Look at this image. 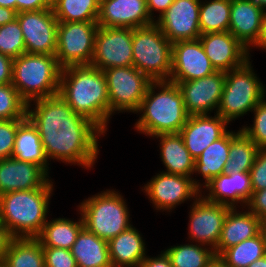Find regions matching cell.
Here are the masks:
<instances>
[{"mask_svg":"<svg viewBox=\"0 0 266 267\" xmlns=\"http://www.w3.org/2000/svg\"><path fill=\"white\" fill-rule=\"evenodd\" d=\"M264 255L266 246L261 231L257 236L225 249L219 257L230 267H247Z\"/></svg>","mask_w":266,"mask_h":267,"instance_id":"e575fe53","label":"cell"},{"mask_svg":"<svg viewBox=\"0 0 266 267\" xmlns=\"http://www.w3.org/2000/svg\"><path fill=\"white\" fill-rule=\"evenodd\" d=\"M138 112L143 114L135 123L136 130L151 137L179 133L189 117L178 85L169 80L152 81Z\"/></svg>","mask_w":266,"mask_h":267,"instance_id":"3957f363","label":"cell"},{"mask_svg":"<svg viewBox=\"0 0 266 267\" xmlns=\"http://www.w3.org/2000/svg\"><path fill=\"white\" fill-rule=\"evenodd\" d=\"M52 8V0H16L17 13Z\"/></svg>","mask_w":266,"mask_h":267,"instance_id":"ee69618b","label":"cell"},{"mask_svg":"<svg viewBox=\"0 0 266 267\" xmlns=\"http://www.w3.org/2000/svg\"><path fill=\"white\" fill-rule=\"evenodd\" d=\"M27 103L12 84L0 85V120L27 119Z\"/></svg>","mask_w":266,"mask_h":267,"instance_id":"8d00e7d4","label":"cell"},{"mask_svg":"<svg viewBox=\"0 0 266 267\" xmlns=\"http://www.w3.org/2000/svg\"><path fill=\"white\" fill-rule=\"evenodd\" d=\"M202 184L191 177L167 174L162 171L144 185L156 210H172L186 199H196L201 194Z\"/></svg>","mask_w":266,"mask_h":267,"instance_id":"4fadbf2b","label":"cell"},{"mask_svg":"<svg viewBox=\"0 0 266 267\" xmlns=\"http://www.w3.org/2000/svg\"><path fill=\"white\" fill-rule=\"evenodd\" d=\"M0 6L16 10V0H0Z\"/></svg>","mask_w":266,"mask_h":267,"instance_id":"db71d44e","label":"cell"},{"mask_svg":"<svg viewBox=\"0 0 266 267\" xmlns=\"http://www.w3.org/2000/svg\"><path fill=\"white\" fill-rule=\"evenodd\" d=\"M145 248L141 234L131 225L108 241L112 267H139L146 257Z\"/></svg>","mask_w":266,"mask_h":267,"instance_id":"d4e9b609","label":"cell"},{"mask_svg":"<svg viewBox=\"0 0 266 267\" xmlns=\"http://www.w3.org/2000/svg\"><path fill=\"white\" fill-rule=\"evenodd\" d=\"M253 1L265 11L266 0H253Z\"/></svg>","mask_w":266,"mask_h":267,"instance_id":"11a10c76","label":"cell"},{"mask_svg":"<svg viewBox=\"0 0 266 267\" xmlns=\"http://www.w3.org/2000/svg\"><path fill=\"white\" fill-rule=\"evenodd\" d=\"M77 267H112L108 242L83 227L72 245Z\"/></svg>","mask_w":266,"mask_h":267,"instance_id":"4316f807","label":"cell"},{"mask_svg":"<svg viewBox=\"0 0 266 267\" xmlns=\"http://www.w3.org/2000/svg\"><path fill=\"white\" fill-rule=\"evenodd\" d=\"M26 53L55 55L58 20L52 8L17 13Z\"/></svg>","mask_w":266,"mask_h":267,"instance_id":"7c38bea8","label":"cell"},{"mask_svg":"<svg viewBox=\"0 0 266 267\" xmlns=\"http://www.w3.org/2000/svg\"><path fill=\"white\" fill-rule=\"evenodd\" d=\"M254 112L253 125L243 126L241 130L258 146L266 149V100L263 98L252 110Z\"/></svg>","mask_w":266,"mask_h":267,"instance_id":"f35d334b","label":"cell"},{"mask_svg":"<svg viewBox=\"0 0 266 267\" xmlns=\"http://www.w3.org/2000/svg\"><path fill=\"white\" fill-rule=\"evenodd\" d=\"M205 245L184 244L169 247L166 255L169 257L172 267H207L214 259L215 252Z\"/></svg>","mask_w":266,"mask_h":267,"instance_id":"d590c367","label":"cell"},{"mask_svg":"<svg viewBox=\"0 0 266 267\" xmlns=\"http://www.w3.org/2000/svg\"><path fill=\"white\" fill-rule=\"evenodd\" d=\"M262 234L264 236V239H265V246H266V229H262Z\"/></svg>","mask_w":266,"mask_h":267,"instance_id":"6f0895ef","label":"cell"},{"mask_svg":"<svg viewBox=\"0 0 266 267\" xmlns=\"http://www.w3.org/2000/svg\"><path fill=\"white\" fill-rule=\"evenodd\" d=\"M246 206L262 220L266 216V189L253 192Z\"/></svg>","mask_w":266,"mask_h":267,"instance_id":"7bdbcfd3","label":"cell"},{"mask_svg":"<svg viewBox=\"0 0 266 267\" xmlns=\"http://www.w3.org/2000/svg\"><path fill=\"white\" fill-rule=\"evenodd\" d=\"M236 209L231 208L226 215L220 239L214 250L216 256L231 246L257 236L262 230V220L258 216L249 210L239 212Z\"/></svg>","mask_w":266,"mask_h":267,"instance_id":"cb8c5ba5","label":"cell"},{"mask_svg":"<svg viewBox=\"0 0 266 267\" xmlns=\"http://www.w3.org/2000/svg\"><path fill=\"white\" fill-rule=\"evenodd\" d=\"M264 12L253 0H231L228 31L248 50L258 40Z\"/></svg>","mask_w":266,"mask_h":267,"instance_id":"603a6c76","label":"cell"},{"mask_svg":"<svg viewBox=\"0 0 266 267\" xmlns=\"http://www.w3.org/2000/svg\"><path fill=\"white\" fill-rule=\"evenodd\" d=\"M173 2L174 0H146L147 11L151 19H154V10L159 12L160 17Z\"/></svg>","mask_w":266,"mask_h":267,"instance_id":"7dc6e473","label":"cell"},{"mask_svg":"<svg viewBox=\"0 0 266 267\" xmlns=\"http://www.w3.org/2000/svg\"><path fill=\"white\" fill-rule=\"evenodd\" d=\"M139 267H172L169 257L163 251L159 256L148 257L146 256L140 263Z\"/></svg>","mask_w":266,"mask_h":267,"instance_id":"bcb514c9","label":"cell"},{"mask_svg":"<svg viewBox=\"0 0 266 267\" xmlns=\"http://www.w3.org/2000/svg\"><path fill=\"white\" fill-rule=\"evenodd\" d=\"M3 263L7 267H45L43 247L37 238H13Z\"/></svg>","mask_w":266,"mask_h":267,"instance_id":"4dcf8cb0","label":"cell"},{"mask_svg":"<svg viewBox=\"0 0 266 267\" xmlns=\"http://www.w3.org/2000/svg\"><path fill=\"white\" fill-rule=\"evenodd\" d=\"M231 207L213 203L201 195L195 199L189 215V238L198 244L216 249L224 220Z\"/></svg>","mask_w":266,"mask_h":267,"instance_id":"5bb4252c","label":"cell"},{"mask_svg":"<svg viewBox=\"0 0 266 267\" xmlns=\"http://www.w3.org/2000/svg\"><path fill=\"white\" fill-rule=\"evenodd\" d=\"M97 22H58L55 57L61 68L91 64Z\"/></svg>","mask_w":266,"mask_h":267,"instance_id":"9c48e42d","label":"cell"},{"mask_svg":"<svg viewBox=\"0 0 266 267\" xmlns=\"http://www.w3.org/2000/svg\"><path fill=\"white\" fill-rule=\"evenodd\" d=\"M45 267H77L71 251L65 248L43 247Z\"/></svg>","mask_w":266,"mask_h":267,"instance_id":"60d3db41","label":"cell"},{"mask_svg":"<svg viewBox=\"0 0 266 267\" xmlns=\"http://www.w3.org/2000/svg\"><path fill=\"white\" fill-rule=\"evenodd\" d=\"M27 104V118L37 128L46 157L63 163L92 168L98 150V137L105 133L90 119L77 114L57 94Z\"/></svg>","mask_w":266,"mask_h":267,"instance_id":"6da1fadb","label":"cell"},{"mask_svg":"<svg viewBox=\"0 0 266 267\" xmlns=\"http://www.w3.org/2000/svg\"><path fill=\"white\" fill-rule=\"evenodd\" d=\"M61 70L55 55L24 53L13 59L11 84L28 104L58 94Z\"/></svg>","mask_w":266,"mask_h":267,"instance_id":"5b68a950","label":"cell"},{"mask_svg":"<svg viewBox=\"0 0 266 267\" xmlns=\"http://www.w3.org/2000/svg\"><path fill=\"white\" fill-rule=\"evenodd\" d=\"M248 59L242 66L225 72V83L217 113L228 123L251 112L265 98V86L254 74Z\"/></svg>","mask_w":266,"mask_h":267,"instance_id":"52a82bcc","label":"cell"},{"mask_svg":"<svg viewBox=\"0 0 266 267\" xmlns=\"http://www.w3.org/2000/svg\"><path fill=\"white\" fill-rule=\"evenodd\" d=\"M154 137L160 138V156L167 169L164 173L191 177L195 159L187 150L182 136L179 133H169Z\"/></svg>","mask_w":266,"mask_h":267,"instance_id":"484cf974","label":"cell"},{"mask_svg":"<svg viewBox=\"0 0 266 267\" xmlns=\"http://www.w3.org/2000/svg\"><path fill=\"white\" fill-rule=\"evenodd\" d=\"M13 238L7 227L0 222V262H3L9 244Z\"/></svg>","mask_w":266,"mask_h":267,"instance_id":"c3c4849f","label":"cell"},{"mask_svg":"<svg viewBox=\"0 0 266 267\" xmlns=\"http://www.w3.org/2000/svg\"><path fill=\"white\" fill-rule=\"evenodd\" d=\"M200 0H174L155 21L168 40H195L201 35L199 26Z\"/></svg>","mask_w":266,"mask_h":267,"instance_id":"2e32d148","label":"cell"},{"mask_svg":"<svg viewBox=\"0 0 266 267\" xmlns=\"http://www.w3.org/2000/svg\"><path fill=\"white\" fill-rule=\"evenodd\" d=\"M225 72L215 73L190 81L176 83L182 93L186 112L191 115H209L221 101Z\"/></svg>","mask_w":266,"mask_h":267,"instance_id":"e0dca14e","label":"cell"},{"mask_svg":"<svg viewBox=\"0 0 266 267\" xmlns=\"http://www.w3.org/2000/svg\"><path fill=\"white\" fill-rule=\"evenodd\" d=\"M52 191L37 188L0 195V222L14 238H36L47 222Z\"/></svg>","mask_w":266,"mask_h":267,"instance_id":"277c9868","label":"cell"},{"mask_svg":"<svg viewBox=\"0 0 266 267\" xmlns=\"http://www.w3.org/2000/svg\"><path fill=\"white\" fill-rule=\"evenodd\" d=\"M97 23L106 28H140L152 25L145 0H100Z\"/></svg>","mask_w":266,"mask_h":267,"instance_id":"ffe728a7","label":"cell"},{"mask_svg":"<svg viewBox=\"0 0 266 267\" xmlns=\"http://www.w3.org/2000/svg\"><path fill=\"white\" fill-rule=\"evenodd\" d=\"M26 119L0 120V160L12 157L17 128Z\"/></svg>","mask_w":266,"mask_h":267,"instance_id":"ab89813d","label":"cell"},{"mask_svg":"<svg viewBox=\"0 0 266 267\" xmlns=\"http://www.w3.org/2000/svg\"><path fill=\"white\" fill-rule=\"evenodd\" d=\"M254 46L266 49V10L263 15L259 37Z\"/></svg>","mask_w":266,"mask_h":267,"instance_id":"f907efd6","label":"cell"},{"mask_svg":"<svg viewBox=\"0 0 266 267\" xmlns=\"http://www.w3.org/2000/svg\"><path fill=\"white\" fill-rule=\"evenodd\" d=\"M207 267H230V266H228L219 256H215Z\"/></svg>","mask_w":266,"mask_h":267,"instance_id":"816d5d0a","label":"cell"},{"mask_svg":"<svg viewBox=\"0 0 266 267\" xmlns=\"http://www.w3.org/2000/svg\"><path fill=\"white\" fill-rule=\"evenodd\" d=\"M229 123L220 115H191L179 134L191 156L196 159L214 141L226 132Z\"/></svg>","mask_w":266,"mask_h":267,"instance_id":"44dd1931","label":"cell"},{"mask_svg":"<svg viewBox=\"0 0 266 267\" xmlns=\"http://www.w3.org/2000/svg\"><path fill=\"white\" fill-rule=\"evenodd\" d=\"M16 17H17L16 10L0 6V26L14 21Z\"/></svg>","mask_w":266,"mask_h":267,"instance_id":"681fc988","label":"cell"},{"mask_svg":"<svg viewBox=\"0 0 266 267\" xmlns=\"http://www.w3.org/2000/svg\"><path fill=\"white\" fill-rule=\"evenodd\" d=\"M258 150V146L241 128L237 132L231 131L229 159L223 173L249 172Z\"/></svg>","mask_w":266,"mask_h":267,"instance_id":"1f68e13d","label":"cell"},{"mask_svg":"<svg viewBox=\"0 0 266 267\" xmlns=\"http://www.w3.org/2000/svg\"><path fill=\"white\" fill-rule=\"evenodd\" d=\"M203 186L209 190L205 197L200 194L204 199L231 208H236L238 203L246 206L253 193L249 172L222 173Z\"/></svg>","mask_w":266,"mask_h":267,"instance_id":"7402d4cb","label":"cell"},{"mask_svg":"<svg viewBox=\"0 0 266 267\" xmlns=\"http://www.w3.org/2000/svg\"><path fill=\"white\" fill-rule=\"evenodd\" d=\"M199 40L217 71H230L250 59L249 50L229 31L201 34Z\"/></svg>","mask_w":266,"mask_h":267,"instance_id":"ac0fdd59","label":"cell"},{"mask_svg":"<svg viewBox=\"0 0 266 267\" xmlns=\"http://www.w3.org/2000/svg\"><path fill=\"white\" fill-rule=\"evenodd\" d=\"M13 59L0 53V85L11 84Z\"/></svg>","mask_w":266,"mask_h":267,"instance_id":"f6af8a7d","label":"cell"},{"mask_svg":"<svg viewBox=\"0 0 266 267\" xmlns=\"http://www.w3.org/2000/svg\"><path fill=\"white\" fill-rule=\"evenodd\" d=\"M12 157L41 166L47 173L49 170L43 144L37 128L27 118L18 128Z\"/></svg>","mask_w":266,"mask_h":267,"instance_id":"83f0119b","label":"cell"},{"mask_svg":"<svg viewBox=\"0 0 266 267\" xmlns=\"http://www.w3.org/2000/svg\"><path fill=\"white\" fill-rule=\"evenodd\" d=\"M205 2L201 1L200 3L199 26L201 34L228 31L231 0H210Z\"/></svg>","mask_w":266,"mask_h":267,"instance_id":"836d02e7","label":"cell"},{"mask_svg":"<svg viewBox=\"0 0 266 267\" xmlns=\"http://www.w3.org/2000/svg\"><path fill=\"white\" fill-rule=\"evenodd\" d=\"M132 28H98L91 65L100 70L133 66Z\"/></svg>","mask_w":266,"mask_h":267,"instance_id":"8fae6325","label":"cell"},{"mask_svg":"<svg viewBox=\"0 0 266 267\" xmlns=\"http://www.w3.org/2000/svg\"><path fill=\"white\" fill-rule=\"evenodd\" d=\"M48 173L39 165L13 157L0 160V195L19 190L53 188Z\"/></svg>","mask_w":266,"mask_h":267,"instance_id":"d6986e66","label":"cell"},{"mask_svg":"<svg viewBox=\"0 0 266 267\" xmlns=\"http://www.w3.org/2000/svg\"><path fill=\"white\" fill-rule=\"evenodd\" d=\"M58 94L75 113L90 119L106 132L110 102L104 71L91 64L62 68Z\"/></svg>","mask_w":266,"mask_h":267,"instance_id":"7a4b0ae2","label":"cell"},{"mask_svg":"<svg viewBox=\"0 0 266 267\" xmlns=\"http://www.w3.org/2000/svg\"><path fill=\"white\" fill-rule=\"evenodd\" d=\"M58 22H97L100 0H52Z\"/></svg>","mask_w":266,"mask_h":267,"instance_id":"d6a6232c","label":"cell"},{"mask_svg":"<svg viewBox=\"0 0 266 267\" xmlns=\"http://www.w3.org/2000/svg\"><path fill=\"white\" fill-rule=\"evenodd\" d=\"M217 70L207 57L199 39L172 43V66L169 81L180 83L203 78Z\"/></svg>","mask_w":266,"mask_h":267,"instance_id":"9a60e30c","label":"cell"},{"mask_svg":"<svg viewBox=\"0 0 266 267\" xmlns=\"http://www.w3.org/2000/svg\"><path fill=\"white\" fill-rule=\"evenodd\" d=\"M262 229H266V216L262 219Z\"/></svg>","mask_w":266,"mask_h":267,"instance_id":"9f6ffc18","label":"cell"},{"mask_svg":"<svg viewBox=\"0 0 266 267\" xmlns=\"http://www.w3.org/2000/svg\"><path fill=\"white\" fill-rule=\"evenodd\" d=\"M231 131L211 143L200 156L195 159L194 172L200 174L207 184L213 177L224 172L229 159Z\"/></svg>","mask_w":266,"mask_h":267,"instance_id":"f1b7e54d","label":"cell"},{"mask_svg":"<svg viewBox=\"0 0 266 267\" xmlns=\"http://www.w3.org/2000/svg\"><path fill=\"white\" fill-rule=\"evenodd\" d=\"M84 227L82 216L78 222L66 218L47 221L41 233L36 237L42 247L71 249L80 230Z\"/></svg>","mask_w":266,"mask_h":267,"instance_id":"f546056e","label":"cell"},{"mask_svg":"<svg viewBox=\"0 0 266 267\" xmlns=\"http://www.w3.org/2000/svg\"><path fill=\"white\" fill-rule=\"evenodd\" d=\"M247 267H266V255H264L263 257L255 260L253 263H251Z\"/></svg>","mask_w":266,"mask_h":267,"instance_id":"f5cc1de1","label":"cell"},{"mask_svg":"<svg viewBox=\"0 0 266 267\" xmlns=\"http://www.w3.org/2000/svg\"><path fill=\"white\" fill-rule=\"evenodd\" d=\"M106 76L110 116L115 111L137 113L152 80L134 66L103 70Z\"/></svg>","mask_w":266,"mask_h":267,"instance_id":"30bf717a","label":"cell"},{"mask_svg":"<svg viewBox=\"0 0 266 267\" xmlns=\"http://www.w3.org/2000/svg\"><path fill=\"white\" fill-rule=\"evenodd\" d=\"M0 53L12 59L26 53L22 29L17 19L0 26Z\"/></svg>","mask_w":266,"mask_h":267,"instance_id":"74e56055","label":"cell"},{"mask_svg":"<svg viewBox=\"0 0 266 267\" xmlns=\"http://www.w3.org/2000/svg\"><path fill=\"white\" fill-rule=\"evenodd\" d=\"M133 66L152 81L169 80L172 43L154 23L133 29Z\"/></svg>","mask_w":266,"mask_h":267,"instance_id":"ba28073f","label":"cell"},{"mask_svg":"<svg viewBox=\"0 0 266 267\" xmlns=\"http://www.w3.org/2000/svg\"><path fill=\"white\" fill-rule=\"evenodd\" d=\"M253 192L266 189V149H259L250 171Z\"/></svg>","mask_w":266,"mask_h":267,"instance_id":"b9f144b4","label":"cell"},{"mask_svg":"<svg viewBox=\"0 0 266 267\" xmlns=\"http://www.w3.org/2000/svg\"><path fill=\"white\" fill-rule=\"evenodd\" d=\"M78 207L84 227L107 242L131 226L127 205L114 189L93 195Z\"/></svg>","mask_w":266,"mask_h":267,"instance_id":"8992f818","label":"cell"},{"mask_svg":"<svg viewBox=\"0 0 266 267\" xmlns=\"http://www.w3.org/2000/svg\"><path fill=\"white\" fill-rule=\"evenodd\" d=\"M0 267H7L3 262H0Z\"/></svg>","mask_w":266,"mask_h":267,"instance_id":"680465c9","label":"cell"}]
</instances>
